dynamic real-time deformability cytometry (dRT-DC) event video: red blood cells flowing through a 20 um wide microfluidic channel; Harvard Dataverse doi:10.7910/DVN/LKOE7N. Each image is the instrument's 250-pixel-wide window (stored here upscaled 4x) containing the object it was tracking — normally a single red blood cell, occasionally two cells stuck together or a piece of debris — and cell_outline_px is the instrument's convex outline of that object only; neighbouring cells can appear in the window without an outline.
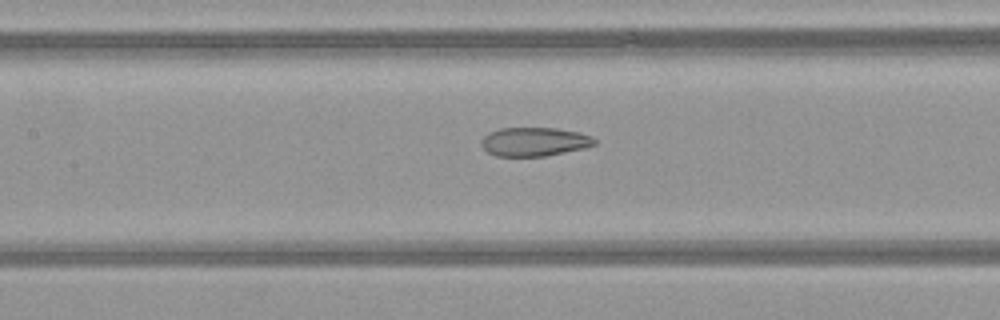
{"species": "common noctule bat (a hibernating species)", "species_latin": "Nyctalus noctula", "temperature_condition": "warm", "stored_images_in_passage": 9, "camera_frame_rate_fps": 3000, "um_per_image_px": 0.085, "animal": {"sex": "female", "body_mass_g": 21.9}, "frame": {"image": 1, "passage_image": 7, "time_ms": 2.0, "image_size_px": [1000, 320], "cell_outline_px": [[596, 144], [584, 148], [544, 156], [496, 156], [488, 152], [480, 144], [480, 140], [488, 132], [500, 128], [556, 128], [580, 132], [592, 136], [596, 140]], "centroid_in_image_um": [45.41, 12.04], "position_along_channel_um": 162.0, "area_um2": 19.07}}